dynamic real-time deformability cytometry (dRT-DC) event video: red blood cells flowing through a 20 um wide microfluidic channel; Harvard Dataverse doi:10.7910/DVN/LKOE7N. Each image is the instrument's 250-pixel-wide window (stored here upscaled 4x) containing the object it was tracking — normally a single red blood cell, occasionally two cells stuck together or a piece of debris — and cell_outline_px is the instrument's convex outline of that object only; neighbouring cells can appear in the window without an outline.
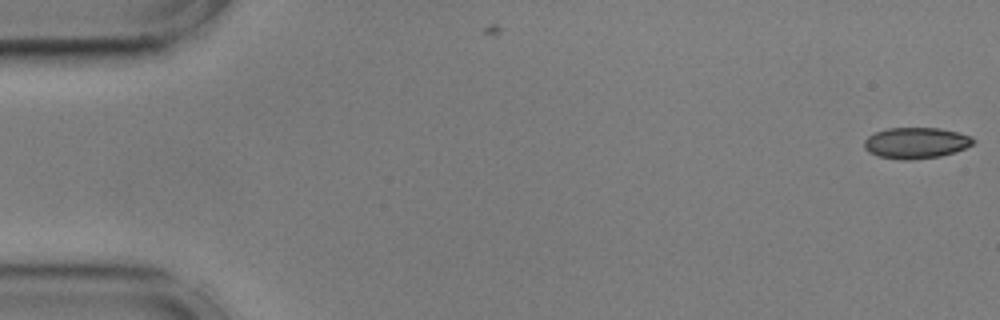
{"species": "common noctule bat (a hibernating species)", "species_latin": "Nyctalus noctula", "temperature_condition": "cold", "stored_images_in_passage": 6, "camera_frame_rate_fps": 3000, "um_per_image_px": 0.085, "animal": {"sex": "male", "body_mass_g": 17.9, "forearm_length_mm": 54.2}, "frame": {"image": 1, "passage_image": 1, "time_ms": 0.0, "image_size_px": [1000, 320], "cell_outline_px": [[976, 140], [972, 144], [964, 148], [940, 156], [908, 160], [900, 160], [876, 156], [868, 152], [864, 148], [864, 140], [868, 136], [876, 132], [888, 128], [940, 128], [972, 136]], "centroid_in_image_um": [77.82, 12.15], "position_along_channel_um": 7.2, "area_um2": 19.71}}